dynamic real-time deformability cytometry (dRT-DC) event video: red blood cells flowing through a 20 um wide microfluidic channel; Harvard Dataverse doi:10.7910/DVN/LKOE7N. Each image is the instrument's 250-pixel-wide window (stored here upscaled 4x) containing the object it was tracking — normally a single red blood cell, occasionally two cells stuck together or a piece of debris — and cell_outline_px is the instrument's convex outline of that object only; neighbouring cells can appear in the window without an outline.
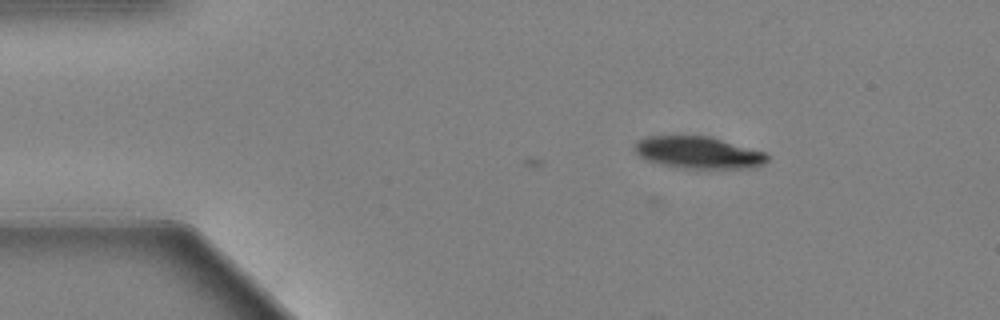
{"species": "Egyptian fruit bat (a non-hibernating species)", "species_latin": "Rousettus aegyptiacus", "temperature_condition": "warm", "stored_images_in_passage": 3, "camera_frame_rate_fps": 3000, "um_per_image_px": 0.085, "animal": {"sex": "female"}, "frame": {"image": 1, "passage_image": 3, "time_ms": 0.667, "image_size_px": [1000, 320], "cell_outline_px": [[768, 160], [764, 164], [756, 168], [680, 168], [660, 164], [648, 160], [640, 156], [632, 148], [636, 140], [648, 136], [708, 136], [764, 152], [768, 156]], "centroid_in_image_um": [59.33, 12.97], "position_along_channel_um": 25.7, "area_um2": 24.68}}